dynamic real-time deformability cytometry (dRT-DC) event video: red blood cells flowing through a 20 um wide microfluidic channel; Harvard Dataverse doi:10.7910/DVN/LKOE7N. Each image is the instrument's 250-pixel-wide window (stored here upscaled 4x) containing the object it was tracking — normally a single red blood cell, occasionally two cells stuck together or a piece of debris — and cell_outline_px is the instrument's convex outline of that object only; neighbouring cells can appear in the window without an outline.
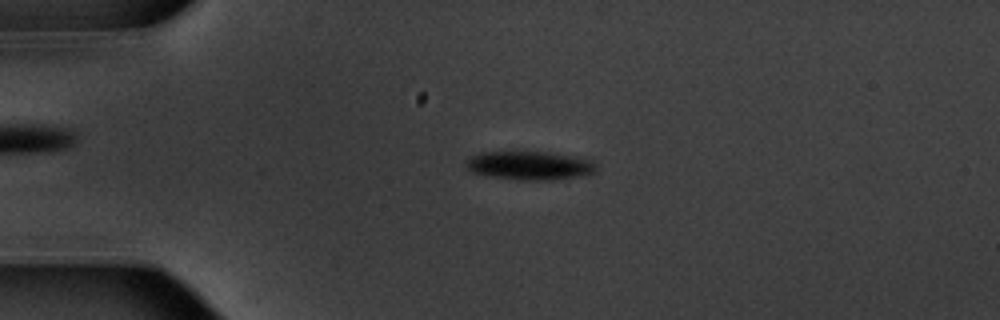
{"species": "common noctule bat (a hibernating species)", "species_latin": "Nyctalus noctula", "temperature_condition": "warm", "stored_images_in_passage": 53, "camera_frame_rate_fps": 3000, "um_per_image_px": 0.085, "animal": {"sex": "male", "body_mass_g": 20.1, "forearm_length_mm": 53.5}, "frame": {"image": 1, "passage_image": 12, "time_ms": 3.667, "image_size_px": [1000, 320], "cell_outline_px": [[596, 168], [592, 172], [580, 176], [552, 180], [524, 180], [492, 176], [472, 172], [464, 164], [472, 156], [480, 152], [512, 148], [528, 148], [572, 156], [588, 160], [596, 164]], "centroid_in_image_um": [44.94, 13.99], "position_along_channel_um": 40.1, "area_um2": 22.54}}
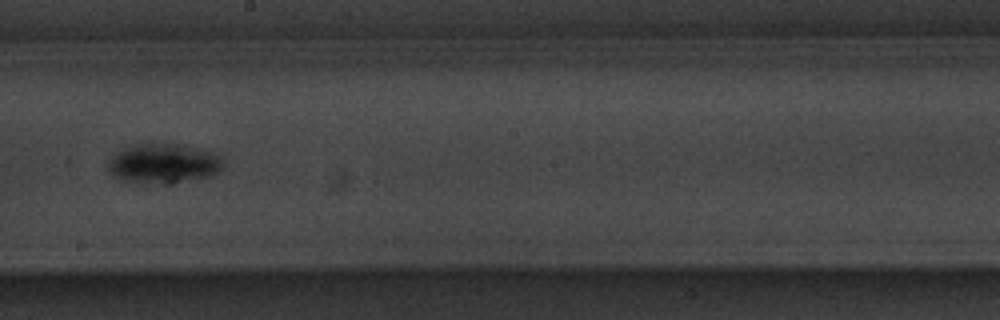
{"frame": {"image": 2, "passage_image": 30, "time_ms": 9.667, "image_size_px": [1000, 320], "cell_outline_px": [[224, 168], [208, 176], [176, 184], [164, 184], [124, 180], [112, 176], [108, 172], [108, 160], [116, 152], [124, 148], [144, 144], [176, 144], [212, 152], [220, 156], [224, 160]], "centroid_in_image_um": [13.9, 13.92], "position_along_channel_um": 234.3, "area_um2": 26.47}}
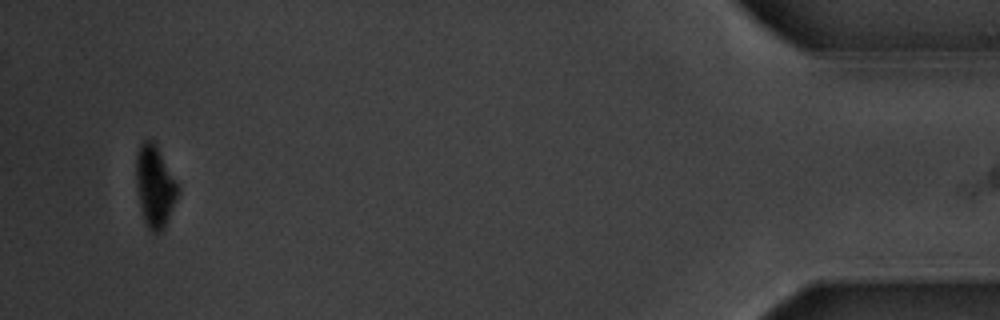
{"frame": {"image": 3, "passage_image": 51, "time_ms": 16.667, "image_size_px": [1000, 320], "cell_outline_px": [[180, 192], [168, 220], [164, 228], [160, 232], [152, 232], [144, 224], [136, 184], [136, 156], [140, 144], [144, 140], [152, 140], [156, 144], [176, 180], [180, 188]], "centroid_in_image_um": [13.18, 15.85], "position_along_channel_um": 422.0, "area_um2": 20.0}, "authors_computed_cell_mechanics": {"area_um2": 22.0218, "velocity_mm_per_s": 3.757, "shape_relaxation_time_tau1_ms": 1.628, "shape_relaxation_time_tau2_ms": null, "deformation_change_tau1": 0.1226, "deformation_change_tau2": null}}